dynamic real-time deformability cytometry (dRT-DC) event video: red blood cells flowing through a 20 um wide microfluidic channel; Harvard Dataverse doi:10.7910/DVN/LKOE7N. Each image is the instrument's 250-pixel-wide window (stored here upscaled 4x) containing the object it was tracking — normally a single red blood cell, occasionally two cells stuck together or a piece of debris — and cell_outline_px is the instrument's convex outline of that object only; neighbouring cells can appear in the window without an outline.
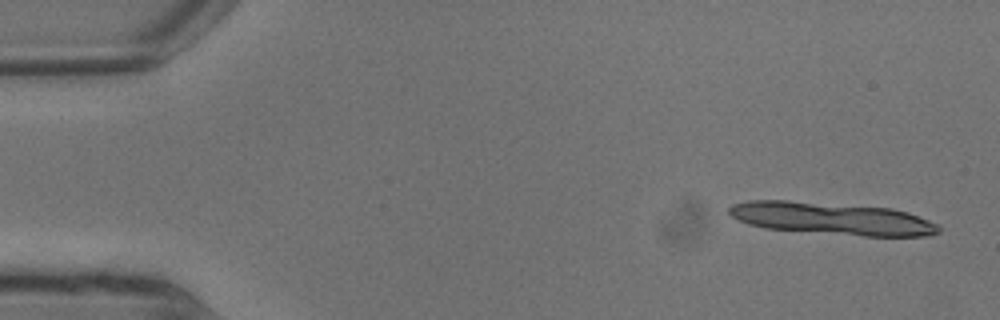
{"species": "common noctule bat (a hibernating species)", "species_latin": "Nyctalus noctula", "temperature_condition": "warm", "stored_images_in_passage": 7, "segment_of_instrument_passage": [1, 2], "camera_frame_rate_fps": 3000, "um_per_image_px": 0.085, "animal": {"sex": "male", "body_mass_g": 13.3}, "frame": {"image": 1, "passage_image": 1, "time_ms": 0.0, "image_size_px": [1000, 320], "cell_outline_px": [[940, 232], [932, 236], [864, 236], [764, 228], [748, 224], [732, 216], [728, 212], [728, 208], [732, 204], [748, 200], [788, 200], [892, 208], [908, 212], [928, 220], [936, 224], [940, 228]], "centroid_in_image_um": [70.72, 18.57], "position_along_channel_um": 14.3, "area_um2": 39.59}}